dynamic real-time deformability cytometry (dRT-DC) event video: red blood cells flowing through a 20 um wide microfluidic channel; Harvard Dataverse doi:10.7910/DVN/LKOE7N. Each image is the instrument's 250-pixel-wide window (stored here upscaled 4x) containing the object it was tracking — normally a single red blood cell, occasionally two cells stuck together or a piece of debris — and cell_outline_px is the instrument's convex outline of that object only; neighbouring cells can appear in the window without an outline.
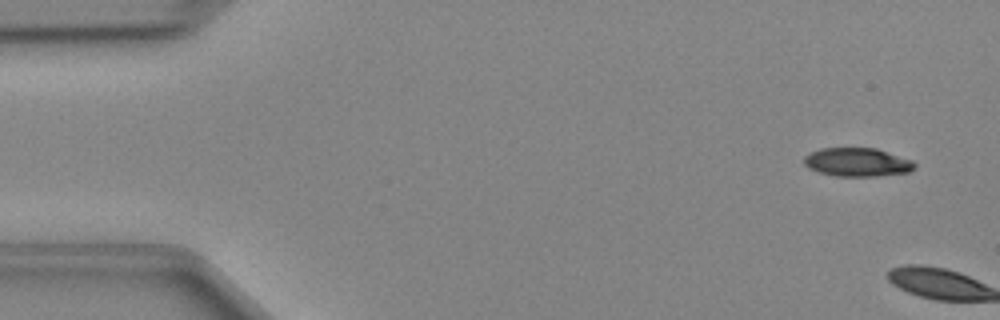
{"species": "Egyptian fruit bat (a non-hibernating species)", "species_latin": "Rousettus aegyptiacus", "temperature_condition": "cold", "stored_images_in_passage": 3, "camera_frame_rate_fps": 3000, "um_per_image_px": 0.085, "animal": {"sex": "female"}, "frame": {"image": 1, "passage_image": 1, "time_ms": 0.0, "image_size_px": [1000, 320], "cell_outline_px": [[916, 168], [908, 172], [880, 176], [836, 176], [820, 172], [808, 168], [804, 164], [804, 156], [808, 152], [820, 148], [876, 148], [912, 160], [916, 164]], "centroid_in_image_um": [72.86, 13.78], "position_along_channel_um": 12.1, "area_um2": 18.55}}